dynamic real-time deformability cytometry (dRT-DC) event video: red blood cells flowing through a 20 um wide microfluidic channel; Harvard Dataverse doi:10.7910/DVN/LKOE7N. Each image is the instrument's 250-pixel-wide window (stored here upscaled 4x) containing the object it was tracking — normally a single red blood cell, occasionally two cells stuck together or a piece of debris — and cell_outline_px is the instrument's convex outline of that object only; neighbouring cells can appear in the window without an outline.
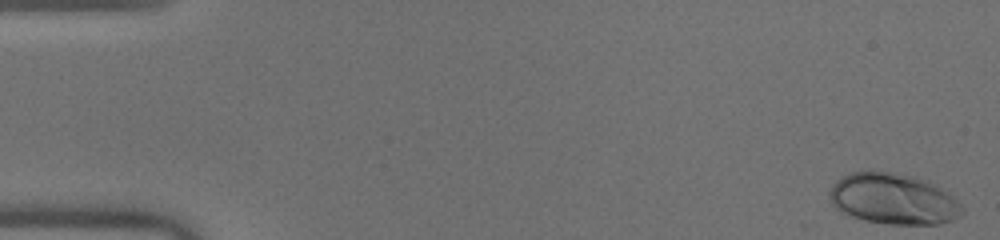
{"species": "human", "species_latin": "Homo sapiens", "temperature_condition": "warm", "stored_images_in_passage": 50, "camera_frame_rate_fps": 3000, "um_per_image_px": 0.085, "donor": {"sex": "male"}, "frame": {"image": 1, "passage_image": 1, "time_ms": 0.0, "image_size_px": [1000, 240], "cell_outline_px": [[964, 212], [960, 216], [936, 224], [888, 224], [864, 220], [840, 212], [832, 204], [832, 188], [836, 180], [852, 172], [884, 172], [912, 176], [928, 180], [960, 204], [964, 208]], "centroid_in_image_um": [75.93, 16.93], "position_along_channel_um": 9.1, "area_um2": 38.44}}
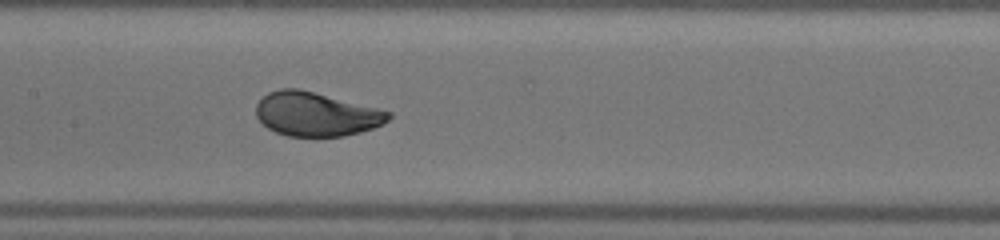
{"frame": {"image": 2, "passage_image": 25, "time_ms": 8.0, "image_size_px": [1000, 240], "cell_outline_px": [[392, 116], [384, 124], [360, 132], [344, 136], [288, 136], [276, 132], [268, 128], [256, 116], [256, 104], [268, 92], [280, 88], [300, 88], [392, 112]], "centroid_in_image_um": [26.87, 9.69], "position_along_channel_um": 180.5, "area_um2": 33.87}}
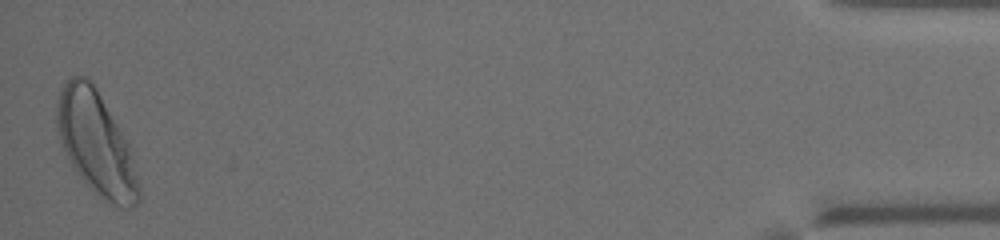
{"frame": {"image": 3, "passage_image": 50, "time_ms": 16.333, "image_size_px": [1000, 240], "cell_outline_px": [[140, 200], [136, 204], [128, 208], [120, 208], [96, 192], [80, 176], [72, 164], [60, 144], [56, 120], [56, 104], [60, 92], [64, 84], [72, 76], [84, 76], [92, 80], [128, 144], [140, 188]], "centroid_in_image_um": [8.15, 12.15], "position_along_channel_um": 427.0, "area_um2": 48.09}, "authors_computed_cell_mechanics": {"area_um2": 34.8534, "velocity_mm_per_s": 4.0354, "shape_relaxation_time_tau1_ms": 3.4203, "shape_relaxation_time_tau2_ms": null, "deformation_change_tau1": 0.1687, "deformation_change_tau2": null}}